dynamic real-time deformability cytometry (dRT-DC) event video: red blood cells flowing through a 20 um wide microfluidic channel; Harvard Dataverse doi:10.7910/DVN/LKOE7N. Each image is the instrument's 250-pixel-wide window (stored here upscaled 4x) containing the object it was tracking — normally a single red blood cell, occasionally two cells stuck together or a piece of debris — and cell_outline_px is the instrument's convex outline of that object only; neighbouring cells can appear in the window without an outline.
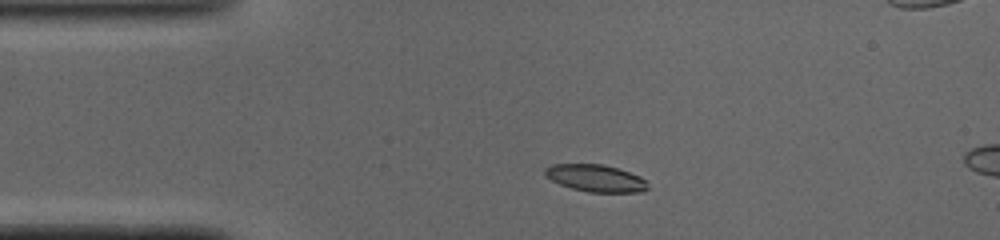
{"species": "common noctule bat (a hibernating species)", "species_latin": "Nyctalus noctula", "temperature_condition": "cold", "stored_images_in_passage": 5, "camera_frame_rate_fps": 3000, "um_per_image_px": 0.085, "animal": {"sex": "male", "body_mass_g": 19.0, "forearm_length_mm": 50.8}, "frame": {"image": 1, "passage_image": 1, "time_ms": 0.0, "image_size_px": [1000, 240], "cell_outline_px": [[648, 188], [640, 192], [588, 192], [572, 188], [560, 184], [544, 176], [544, 168], [552, 164], [604, 164], [640, 176], [648, 180]], "centroid_in_image_um": [50.63, 15.14], "position_along_channel_um": 34.4, "area_um2": 16.3}}